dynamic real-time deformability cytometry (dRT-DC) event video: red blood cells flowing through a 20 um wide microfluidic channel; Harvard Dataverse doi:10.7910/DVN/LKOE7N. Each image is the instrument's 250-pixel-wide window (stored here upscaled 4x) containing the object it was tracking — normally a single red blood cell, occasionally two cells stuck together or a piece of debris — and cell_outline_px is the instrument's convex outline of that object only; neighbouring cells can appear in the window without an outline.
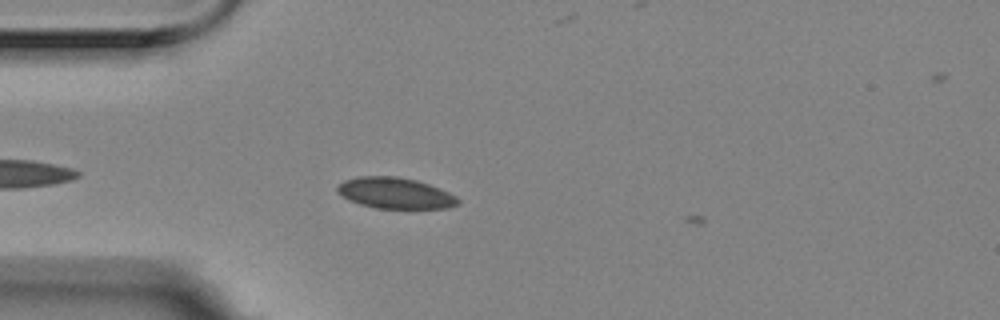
{"species": "Egyptian fruit bat (a non-hibernating species)", "species_latin": "Rousettus aegyptiacus", "temperature_condition": "room temperature", "stored_images_in_passage": 11, "camera_frame_rate_fps": 3000, "um_per_image_px": 0.085, "animal": {"sex": "female"}, "frame": {"image": 1, "passage_image": 6, "time_ms": 1.667, "image_size_px": [1000, 320], "cell_outline_px": [[460, 200], [456, 204], [444, 208], [376, 208], [352, 200], [344, 196], [336, 188], [340, 184], [348, 180], [364, 176], [392, 176], [412, 180], [428, 184]], "centroid_in_image_um": [33.57, 16.42], "position_along_channel_um": 51.4, "area_um2": 20.58}}
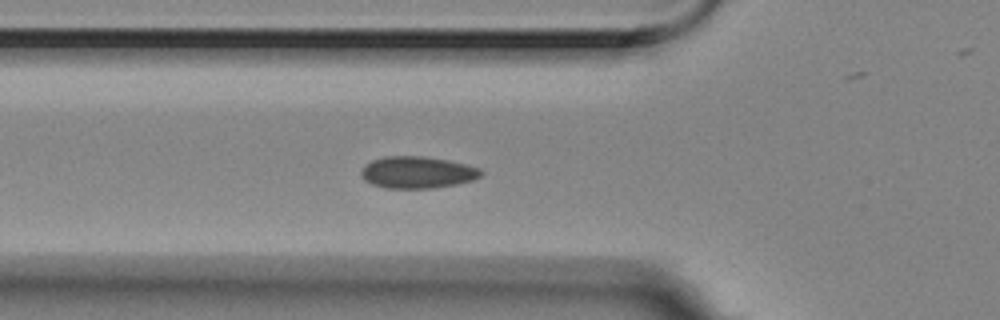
{"frame": {"image": 2, "passage_image": 10, "time_ms": 3.0, "image_size_px": [1000, 320], "cell_outline_px": [[480, 176], [468, 180], [452, 184], [428, 188], [388, 188], [376, 184], [368, 180], [360, 172], [372, 160], [388, 156], [420, 156], [444, 160], [464, 164], [476, 168], [480, 172]], "centroid_in_image_um": [35.43, 14.64], "position_along_channel_um": 90.4, "area_um2": 21.04}}